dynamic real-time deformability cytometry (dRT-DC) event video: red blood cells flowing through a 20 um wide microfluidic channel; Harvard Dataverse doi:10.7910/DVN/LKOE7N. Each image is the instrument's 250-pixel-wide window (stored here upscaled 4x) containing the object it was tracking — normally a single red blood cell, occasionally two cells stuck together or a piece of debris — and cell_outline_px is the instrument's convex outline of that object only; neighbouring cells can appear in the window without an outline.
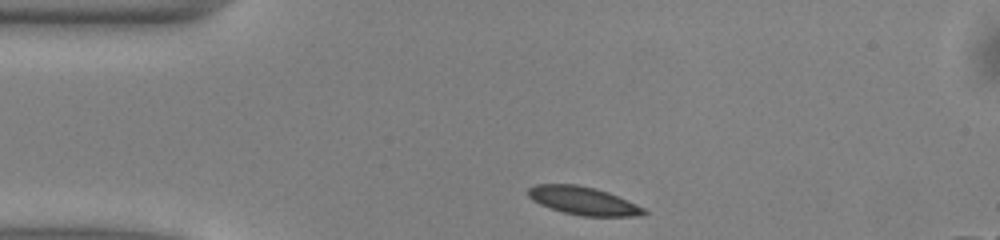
{"species": "common noctule bat (a hibernating species)", "species_latin": "Nyctalus noctula", "temperature_condition": "warm", "stored_images_in_passage": 42, "segment_of_instrument_passage": [1, 2], "camera_frame_rate_fps": 3000, "um_per_image_px": 0.085, "animal": {"sex": "male", "body_mass_g": 13.0, "forearm_length_mm": 53.1}, "frame": {"image": 1, "passage_image": 1, "time_ms": 0.0, "image_size_px": [1000, 240], "cell_outline_px": [[648, 212], [644, 216], [580, 216], [564, 212], [540, 204], [532, 200], [528, 196], [528, 188], [536, 184], [576, 184], [596, 188], [608, 192], [636, 204], [644, 208]], "centroid_in_image_um": [49.59, 17.06], "position_along_channel_um": 35.4, "area_um2": 18.96}}
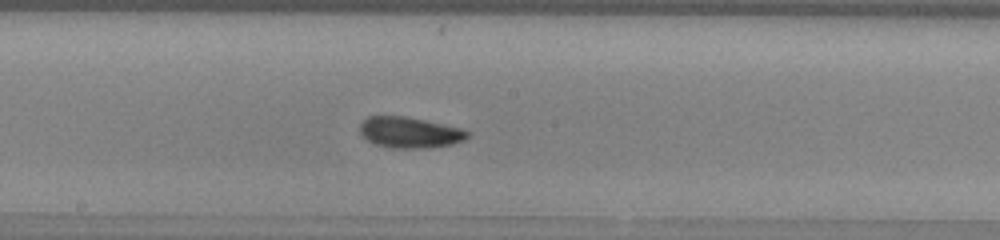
{"frame": {"image": 2, "passage_image": 17, "time_ms": 5.333, "image_size_px": [1000, 240], "cell_outline_px": [[472, 136], [464, 140], [452, 144], [428, 148], [392, 148], [376, 144], [360, 136], [360, 124], [368, 116], [408, 116], [464, 128], [472, 132]], "centroid_in_image_um": [34.89, 11.25], "position_along_channel_um": 213.3, "area_um2": 19.83}}
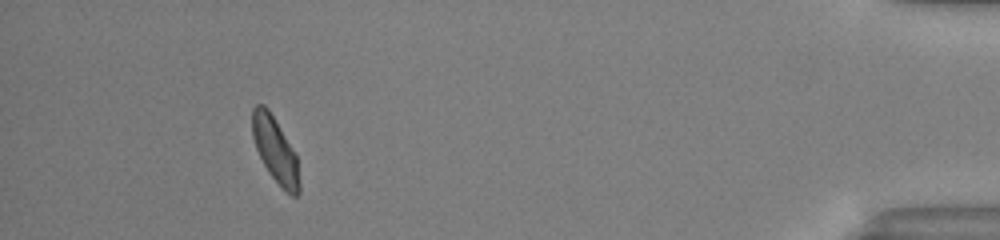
{"frame": {"image": 3, "passage_image": 37, "time_ms": 12.0, "image_size_px": [1000, 240], "cell_outline_px": [[300, 192], [296, 196], [292, 196], [268, 172], [256, 148], [252, 136], [252, 108], [256, 104], [264, 104], [268, 108], [296, 156], [300, 184]], "centroid_in_image_um": [23.37, 12.72], "position_along_channel_um": 411.8, "area_um2": 17.4}}